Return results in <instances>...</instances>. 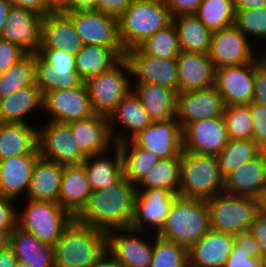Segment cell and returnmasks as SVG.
Here are the masks:
<instances>
[{"label": "cell", "mask_w": 266, "mask_h": 267, "mask_svg": "<svg viewBox=\"0 0 266 267\" xmlns=\"http://www.w3.org/2000/svg\"><path fill=\"white\" fill-rule=\"evenodd\" d=\"M136 185L123 177L117 184L95 190L75 218L79 223L108 232L129 228L134 214Z\"/></svg>", "instance_id": "obj_1"}, {"label": "cell", "mask_w": 266, "mask_h": 267, "mask_svg": "<svg viewBox=\"0 0 266 267\" xmlns=\"http://www.w3.org/2000/svg\"><path fill=\"white\" fill-rule=\"evenodd\" d=\"M210 229L206 200L177 196L156 235L189 250Z\"/></svg>", "instance_id": "obj_2"}, {"label": "cell", "mask_w": 266, "mask_h": 267, "mask_svg": "<svg viewBox=\"0 0 266 267\" xmlns=\"http://www.w3.org/2000/svg\"><path fill=\"white\" fill-rule=\"evenodd\" d=\"M53 247L55 267H90L107 251V232L74 219Z\"/></svg>", "instance_id": "obj_3"}, {"label": "cell", "mask_w": 266, "mask_h": 267, "mask_svg": "<svg viewBox=\"0 0 266 267\" xmlns=\"http://www.w3.org/2000/svg\"><path fill=\"white\" fill-rule=\"evenodd\" d=\"M172 22L165 0H134L118 19L119 41L125 52Z\"/></svg>", "instance_id": "obj_4"}, {"label": "cell", "mask_w": 266, "mask_h": 267, "mask_svg": "<svg viewBox=\"0 0 266 267\" xmlns=\"http://www.w3.org/2000/svg\"><path fill=\"white\" fill-rule=\"evenodd\" d=\"M224 192L216 156L182 152L179 196L208 200Z\"/></svg>", "instance_id": "obj_5"}, {"label": "cell", "mask_w": 266, "mask_h": 267, "mask_svg": "<svg viewBox=\"0 0 266 267\" xmlns=\"http://www.w3.org/2000/svg\"><path fill=\"white\" fill-rule=\"evenodd\" d=\"M211 230L237 235L249 230L259 214L258 199L222 192L206 200Z\"/></svg>", "instance_id": "obj_6"}, {"label": "cell", "mask_w": 266, "mask_h": 267, "mask_svg": "<svg viewBox=\"0 0 266 267\" xmlns=\"http://www.w3.org/2000/svg\"><path fill=\"white\" fill-rule=\"evenodd\" d=\"M25 207L17 212V226L51 246L75 219L58 202L29 200Z\"/></svg>", "instance_id": "obj_7"}, {"label": "cell", "mask_w": 266, "mask_h": 267, "mask_svg": "<svg viewBox=\"0 0 266 267\" xmlns=\"http://www.w3.org/2000/svg\"><path fill=\"white\" fill-rule=\"evenodd\" d=\"M129 73L131 74L129 62L123 57L109 70L85 83L95 114L109 117L116 109L119 102L132 89Z\"/></svg>", "instance_id": "obj_8"}, {"label": "cell", "mask_w": 266, "mask_h": 267, "mask_svg": "<svg viewBox=\"0 0 266 267\" xmlns=\"http://www.w3.org/2000/svg\"><path fill=\"white\" fill-rule=\"evenodd\" d=\"M37 142L40 157L57 164L80 165L87 158L67 123L49 121L42 130H37Z\"/></svg>", "instance_id": "obj_9"}, {"label": "cell", "mask_w": 266, "mask_h": 267, "mask_svg": "<svg viewBox=\"0 0 266 267\" xmlns=\"http://www.w3.org/2000/svg\"><path fill=\"white\" fill-rule=\"evenodd\" d=\"M265 53L248 64L216 69L215 87L224 106L248 105L253 102L255 70L266 58Z\"/></svg>", "instance_id": "obj_10"}, {"label": "cell", "mask_w": 266, "mask_h": 267, "mask_svg": "<svg viewBox=\"0 0 266 267\" xmlns=\"http://www.w3.org/2000/svg\"><path fill=\"white\" fill-rule=\"evenodd\" d=\"M249 41L235 24L212 32L209 57L215 69L256 61L259 55L253 53Z\"/></svg>", "instance_id": "obj_11"}, {"label": "cell", "mask_w": 266, "mask_h": 267, "mask_svg": "<svg viewBox=\"0 0 266 267\" xmlns=\"http://www.w3.org/2000/svg\"><path fill=\"white\" fill-rule=\"evenodd\" d=\"M134 146L153 151L160 159L181 158L182 129L175 118L153 121L129 140Z\"/></svg>", "instance_id": "obj_12"}, {"label": "cell", "mask_w": 266, "mask_h": 267, "mask_svg": "<svg viewBox=\"0 0 266 267\" xmlns=\"http://www.w3.org/2000/svg\"><path fill=\"white\" fill-rule=\"evenodd\" d=\"M43 109L52 115L49 121L57 123L83 120L95 114L85 83L72 89L46 92Z\"/></svg>", "instance_id": "obj_13"}, {"label": "cell", "mask_w": 266, "mask_h": 267, "mask_svg": "<svg viewBox=\"0 0 266 267\" xmlns=\"http://www.w3.org/2000/svg\"><path fill=\"white\" fill-rule=\"evenodd\" d=\"M183 151L217 156L229 141L223 115L194 121L182 130Z\"/></svg>", "instance_id": "obj_14"}, {"label": "cell", "mask_w": 266, "mask_h": 267, "mask_svg": "<svg viewBox=\"0 0 266 267\" xmlns=\"http://www.w3.org/2000/svg\"><path fill=\"white\" fill-rule=\"evenodd\" d=\"M74 23L84 45L123 49L118 36V20L95 10L64 12Z\"/></svg>", "instance_id": "obj_15"}, {"label": "cell", "mask_w": 266, "mask_h": 267, "mask_svg": "<svg viewBox=\"0 0 266 267\" xmlns=\"http://www.w3.org/2000/svg\"><path fill=\"white\" fill-rule=\"evenodd\" d=\"M131 75L137 83H152L169 88L178 94L176 58H158L144 54L138 47L125 52Z\"/></svg>", "instance_id": "obj_16"}, {"label": "cell", "mask_w": 266, "mask_h": 267, "mask_svg": "<svg viewBox=\"0 0 266 267\" xmlns=\"http://www.w3.org/2000/svg\"><path fill=\"white\" fill-rule=\"evenodd\" d=\"M144 232L130 227L108 231L107 251L123 267H150L154 243L141 238Z\"/></svg>", "instance_id": "obj_17"}, {"label": "cell", "mask_w": 266, "mask_h": 267, "mask_svg": "<svg viewBox=\"0 0 266 267\" xmlns=\"http://www.w3.org/2000/svg\"><path fill=\"white\" fill-rule=\"evenodd\" d=\"M177 196L162 188L137 191L130 228L144 231L145 227L150 225V228L155 229L154 234H157L164 225L171 204Z\"/></svg>", "instance_id": "obj_18"}, {"label": "cell", "mask_w": 266, "mask_h": 267, "mask_svg": "<svg viewBox=\"0 0 266 267\" xmlns=\"http://www.w3.org/2000/svg\"><path fill=\"white\" fill-rule=\"evenodd\" d=\"M224 104L215 86L177 94L176 120L183 130L188 124L223 115Z\"/></svg>", "instance_id": "obj_19"}, {"label": "cell", "mask_w": 266, "mask_h": 267, "mask_svg": "<svg viewBox=\"0 0 266 267\" xmlns=\"http://www.w3.org/2000/svg\"><path fill=\"white\" fill-rule=\"evenodd\" d=\"M42 19L43 16L32 10L12 6L1 39L20 46L28 54H38Z\"/></svg>", "instance_id": "obj_20"}, {"label": "cell", "mask_w": 266, "mask_h": 267, "mask_svg": "<svg viewBox=\"0 0 266 267\" xmlns=\"http://www.w3.org/2000/svg\"><path fill=\"white\" fill-rule=\"evenodd\" d=\"M176 61L178 94L215 86L216 69L209 54L180 51Z\"/></svg>", "instance_id": "obj_21"}, {"label": "cell", "mask_w": 266, "mask_h": 267, "mask_svg": "<svg viewBox=\"0 0 266 267\" xmlns=\"http://www.w3.org/2000/svg\"><path fill=\"white\" fill-rule=\"evenodd\" d=\"M67 124L72 129L76 143L86 156L106 153L112 143L114 147L116 146L108 116L94 114L89 118Z\"/></svg>", "instance_id": "obj_22"}, {"label": "cell", "mask_w": 266, "mask_h": 267, "mask_svg": "<svg viewBox=\"0 0 266 267\" xmlns=\"http://www.w3.org/2000/svg\"><path fill=\"white\" fill-rule=\"evenodd\" d=\"M109 121L116 145L129 141L153 122L133 89L119 102L116 109L110 114ZM117 124L126 130L116 132L113 126H117Z\"/></svg>", "instance_id": "obj_23"}, {"label": "cell", "mask_w": 266, "mask_h": 267, "mask_svg": "<svg viewBox=\"0 0 266 267\" xmlns=\"http://www.w3.org/2000/svg\"><path fill=\"white\" fill-rule=\"evenodd\" d=\"M266 187V151L243 163L224 178V192L258 198Z\"/></svg>", "instance_id": "obj_24"}, {"label": "cell", "mask_w": 266, "mask_h": 267, "mask_svg": "<svg viewBox=\"0 0 266 267\" xmlns=\"http://www.w3.org/2000/svg\"><path fill=\"white\" fill-rule=\"evenodd\" d=\"M83 46L74 23L66 13L52 12L43 16L40 49H63L75 55Z\"/></svg>", "instance_id": "obj_25"}, {"label": "cell", "mask_w": 266, "mask_h": 267, "mask_svg": "<svg viewBox=\"0 0 266 267\" xmlns=\"http://www.w3.org/2000/svg\"><path fill=\"white\" fill-rule=\"evenodd\" d=\"M234 247V235L209 230L188 250L189 267H224Z\"/></svg>", "instance_id": "obj_26"}, {"label": "cell", "mask_w": 266, "mask_h": 267, "mask_svg": "<svg viewBox=\"0 0 266 267\" xmlns=\"http://www.w3.org/2000/svg\"><path fill=\"white\" fill-rule=\"evenodd\" d=\"M39 158V153H30L0 160V195L15 200L25 191L27 193Z\"/></svg>", "instance_id": "obj_27"}, {"label": "cell", "mask_w": 266, "mask_h": 267, "mask_svg": "<svg viewBox=\"0 0 266 267\" xmlns=\"http://www.w3.org/2000/svg\"><path fill=\"white\" fill-rule=\"evenodd\" d=\"M92 188L82 164L64 165L58 203L76 218L86 207Z\"/></svg>", "instance_id": "obj_28"}, {"label": "cell", "mask_w": 266, "mask_h": 267, "mask_svg": "<svg viewBox=\"0 0 266 267\" xmlns=\"http://www.w3.org/2000/svg\"><path fill=\"white\" fill-rule=\"evenodd\" d=\"M43 90L40 79L33 85L19 89L0 99V122L24 124L34 109H43Z\"/></svg>", "instance_id": "obj_29"}, {"label": "cell", "mask_w": 266, "mask_h": 267, "mask_svg": "<svg viewBox=\"0 0 266 267\" xmlns=\"http://www.w3.org/2000/svg\"><path fill=\"white\" fill-rule=\"evenodd\" d=\"M10 248L18 261L30 267H55L54 247L18 226L11 232Z\"/></svg>", "instance_id": "obj_30"}, {"label": "cell", "mask_w": 266, "mask_h": 267, "mask_svg": "<svg viewBox=\"0 0 266 267\" xmlns=\"http://www.w3.org/2000/svg\"><path fill=\"white\" fill-rule=\"evenodd\" d=\"M134 93L153 121H167L176 117L177 93L152 83H136Z\"/></svg>", "instance_id": "obj_31"}, {"label": "cell", "mask_w": 266, "mask_h": 267, "mask_svg": "<svg viewBox=\"0 0 266 267\" xmlns=\"http://www.w3.org/2000/svg\"><path fill=\"white\" fill-rule=\"evenodd\" d=\"M63 167L40 157L33 169L28 200L58 202Z\"/></svg>", "instance_id": "obj_32"}, {"label": "cell", "mask_w": 266, "mask_h": 267, "mask_svg": "<svg viewBox=\"0 0 266 267\" xmlns=\"http://www.w3.org/2000/svg\"><path fill=\"white\" fill-rule=\"evenodd\" d=\"M115 148L113 159L104 155L107 154L106 152L87 156L82 163L92 191L109 188L124 177L121 150L118 145Z\"/></svg>", "instance_id": "obj_33"}, {"label": "cell", "mask_w": 266, "mask_h": 267, "mask_svg": "<svg viewBox=\"0 0 266 267\" xmlns=\"http://www.w3.org/2000/svg\"><path fill=\"white\" fill-rule=\"evenodd\" d=\"M125 57L124 49H109L98 45H84L75 54V69L80 80L86 83L91 78L109 70L121 58Z\"/></svg>", "instance_id": "obj_34"}, {"label": "cell", "mask_w": 266, "mask_h": 267, "mask_svg": "<svg viewBox=\"0 0 266 267\" xmlns=\"http://www.w3.org/2000/svg\"><path fill=\"white\" fill-rule=\"evenodd\" d=\"M37 130L29 123L0 122V160L39 153Z\"/></svg>", "instance_id": "obj_35"}, {"label": "cell", "mask_w": 266, "mask_h": 267, "mask_svg": "<svg viewBox=\"0 0 266 267\" xmlns=\"http://www.w3.org/2000/svg\"><path fill=\"white\" fill-rule=\"evenodd\" d=\"M181 51L209 54L212 32L195 14L172 17Z\"/></svg>", "instance_id": "obj_36"}, {"label": "cell", "mask_w": 266, "mask_h": 267, "mask_svg": "<svg viewBox=\"0 0 266 267\" xmlns=\"http://www.w3.org/2000/svg\"><path fill=\"white\" fill-rule=\"evenodd\" d=\"M40 77L38 54H27L0 75V99L35 84Z\"/></svg>", "instance_id": "obj_37"}, {"label": "cell", "mask_w": 266, "mask_h": 267, "mask_svg": "<svg viewBox=\"0 0 266 267\" xmlns=\"http://www.w3.org/2000/svg\"><path fill=\"white\" fill-rule=\"evenodd\" d=\"M123 161L124 177L137 185L160 158L153 152L134 146L130 141L118 144Z\"/></svg>", "instance_id": "obj_38"}, {"label": "cell", "mask_w": 266, "mask_h": 267, "mask_svg": "<svg viewBox=\"0 0 266 267\" xmlns=\"http://www.w3.org/2000/svg\"><path fill=\"white\" fill-rule=\"evenodd\" d=\"M142 188H162L179 196L180 158L160 159L136 185L137 191Z\"/></svg>", "instance_id": "obj_39"}, {"label": "cell", "mask_w": 266, "mask_h": 267, "mask_svg": "<svg viewBox=\"0 0 266 267\" xmlns=\"http://www.w3.org/2000/svg\"><path fill=\"white\" fill-rule=\"evenodd\" d=\"M263 150L251 139H229L226 147L216 156L220 173L225 178L243 163L256 158Z\"/></svg>", "instance_id": "obj_40"}, {"label": "cell", "mask_w": 266, "mask_h": 267, "mask_svg": "<svg viewBox=\"0 0 266 267\" xmlns=\"http://www.w3.org/2000/svg\"><path fill=\"white\" fill-rule=\"evenodd\" d=\"M195 15L214 32L235 24L236 12L232 0H203Z\"/></svg>", "instance_id": "obj_41"}, {"label": "cell", "mask_w": 266, "mask_h": 267, "mask_svg": "<svg viewBox=\"0 0 266 267\" xmlns=\"http://www.w3.org/2000/svg\"><path fill=\"white\" fill-rule=\"evenodd\" d=\"M138 48L146 55L165 59L176 58L181 51L177 31L172 22L148 37Z\"/></svg>", "instance_id": "obj_42"}, {"label": "cell", "mask_w": 266, "mask_h": 267, "mask_svg": "<svg viewBox=\"0 0 266 267\" xmlns=\"http://www.w3.org/2000/svg\"><path fill=\"white\" fill-rule=\"evenodd\" d=\"M154 236L150 267H189L188 249L156 234Z\"/></svg>", "instance_id": "obj_43"}, {"label": "cell", "mask_w": 266, "mask_h": 267, "mask_svg": "<svg viewBox=\"0 0 266 267\" xmlns=\"http://www.w3.org/2000/svg\"><path fill=\"white\" fill-rule=\"evenodd\" d=\"M223 118L229 139H251L253 120L248 105L224 106Z\"/></svg>", "instance_id": "obj_44"}, {"label": "cell", "mask_w": 266, "mask_h": 267, "mask_svg": "<svg viewBox=\"0 0 266 267\" xmlns=\"http://www.w3.org/2000/svg\"><path fill=\"white\" fill-rule=\"evenodd\" d=\"M40 72H54L60 77L79 76L75 69V55L63 49H40Z\"/></svg>", "instance_id": "obj_45"}, {"label": "cell", "mask_w": 266, "mask_h": 267, "mask_svg": "<svg viewBox=\"0 0 266 267\" xmlns=\"http://www.w3.org/2000/svg\"><path fill=\"white\" fill-rule=\"evenodd\" d=\"M235 25L249 38L266 39V7L235 11Z\"/></svg>", "instance_id": "obj_46"}, {"label": "cell", "mask_w": 266, "mask_h": 267, "mask_svg": "<svg viewBox=\"0 0 266 267\" xmlns=\"http://www.w3.org/2000/svg\"><path fill=\"white\" fill-rule=\"evenodd\" d=\"M249 106L253 120L252 139L266 151V105L253 101Z\"/></svg>", "instance_id": "obj_47"}, {"label": "cell", "mask_w": 266, "mask_h": 267, "mask_svg": "<svg viewBox=\"0 0 266 267\" xmlns=\"http://www.w3.org/2000/svg\"><path fill=\"white\" fill-rule=\"evenodd\" d=\"M39 79L42 84L43 95L48 91L72 89L83 83L79 76L60 77L54 72H40Z\"/></svg>", "instance_id": "obj_48"}, {"label": "cell", "mask_w": 266, "mask_h": 267, "mask_svg": "<svg viewBox=\"0 0 266 267\" xmlns=\"http://www.w3.org/2000/svg\"><path fill=\"white\" fill-rule=\"evenodd\" d=\"M27 54L20 46L0 38V75L5 73Z\"/></svg>", "instance_id": "obj_49"}, {"label": "cell", "mask_w": 266, "mask_h": 267, "mask_svg": "<svg viewBox=\"0 0 266 267\" xmlns=\"http://www.w3.org/2000/svg\"><path fill=\"white\" fill-rule=\"evenodd\" d=\"M233 248H239V251L247 253L252 258L262 259L261 246L249 231L234 235Z\"/></svg>", "instance_id": "obj_50"}, {"label": "cell", "mask_w": 266, "mask_h": 267, "mask_svg": "<svg viewBox=\"0 0 266 267\" xmlns=\"http://www.w3.org/2000/svg\"><path fill=\"white\" fill-rule=\"evenodd\" d=\"M13 201L0 195V230H14L17 226V211Z\"/></svg>", "instance_id": "obj_51"}, {"label": "cell", "mask_w": 266, "mask_h": 267, "mask_svg": "<svg viewBox=\"0 0 266 267\" xmlns=\"http://www.w3.org/2000/svg\"><path fill=\"white\" fill-rule=\"evenodd\" d=\"M172 17L196 14L203 0H165Z\"/></svg>", "instance_id": "obj_52"}, {"label": "cell", "mask_w": 266, "mask_h": 267, "mask_svg": "<svg viewBox=\"0 0 266 267\" xmlns=\"http://www.w3.org/2000/svg\"><path fill=\"white\" fill-rule=\"evenodd\" d=\"M134 0H97V11L119 19Z\"/></svg>", "instance_id": "obj_53"}, {"label": "cell", "mask_w": 266, "mask_h": 267, "mask_svg": "<svg viewBox=\"0 0 266 267\" xmlns=\"http://www.w3.org/2000/svg\"><path fill=\"white\" fill-rule=\"evenodd\" d=\"M224 267H264L263 260L252 258L247 253L239 251V248H233Z\"/></svg>", "instance_id": "obj_54"}, {"label": "cell", "mask_w": 266, "mask_h": 267, "mask_svg": "<svg viewBox=\"0 0 266 267\" xmlns=\"http://www.w3.org/2000/svg\"><path fill=\"white\" fill-rule=\"evenodd\" d=\"M253 101L266 105V58L255 70Z\"/></svg>", "instance_id": "obj_55"}, {"label": "cell", "mask_w": 266, "mask_h": 267, "mask_svg": "<svg viewBox=\"0 0 266 267\" xmlns=\"http://www.w3.org/2000/svg\"><path fill=\"white\" fill-rule=\"evenodd\" d=\"M258 241L262 250V260L266 258V216L258 214L248 230Z\"/></svg>", "instance_id": "obj_56"}, {"label": "cell", "mask_w": 266, "mask_h": 267, "mask_svg": "<svg viewBox=\"0 0 266 267\" xmlns=\"http://www.w3.org/2000/svg\"><path fill=\"white\" fill-rule=\"evenodd\" d=\"M14 7H21L32 10L41 16L55 12L46 2V0H9Z\"/></svg>", "instance_id": "obj_57"}, {"label": "cell", "mask_w": 266, "mask_h": 267, "mask_svg": "<svg viewBox=\"0 0 266 267\" xmlns=\"http://www.w3.org/2000/svg\"><path fill=\"white\" fill-rule=\"evenodd\" d=\"M97 11V0H69L68 7L63 12Z\"/></svg>", "instance_id": "obj_58"}, {"label": "cell", "mask_w": 266, "mask_h": 267, "mask_svg": "<svg viewBox=\"0 0 266 267\" xmlns=\"http://www.w3.org/2000/svg\"><path fill=\"white\" fill-rule=\"evenodd\" d=\"M235 11L265 8L266 0H232Z\"/></svg>", "instance_id": "obj_59"}, {"label": "cell", "mask_w": 266, "mask_h": 267, "mask_svg": "<svg viewBox=\"0 0 266 267\" xmlns=\"http://www.w3.org/2000/svg\"><path fill=\"white\" fill-rule=\"evenodd\" d=\"M90 267H123V266L108 251H106Z\"/></svg>", "instance_id": "obj_60"}, {"label": "cell", "mask_w": 266, "mask_h": 267, "mask_svg": "<svg viewBox=\"0 0 266 267\" xmlns=\"http://www.w3.org/2000/svg\"><path fill=\"white\" fill-rule=\"evenodd\" d=\"M17 262L18 259L10 247L0 251V267H16Z\"/></svg>", "instance_id": "obj_61"}, {"label": "cell", "mask_w": 266, "mask_h": 267, "mask_svg": "<svg viewBox=\"0 0 266 267\" xmlns=\"http://www.w3.org/2000/svg\"><path fill=\"white\" fill-rule=\"evenodd\" d=\"M11 7L12 4L9 0H0V38Z\"/></svg>", "instance_id": "obj_62"}, {"label": "cell", "mask_w": 266, "mask_h": 267, "mask_svg": "<svg viewBox=\"0 0 266 267\" xmlns=\"http://www.w3.org/2000/svg\"><path fill=\"white\" fill-rule=\"evenodd\" d=\"M55 12H63L69 5V0H46Z\"/></svg>", "instance_id": "obj_63"}, {"label": "cell", "mask_w": 266, "mask_h": 267, "mask_svg": "<svg viewBox=\"0 0 266 267\" xmlns=\"http://www.w3.org/2000/svg\"><path fill=\"white\" fill-rule=\"evenodd\" d=\"M13 230H0V251L10 247V237Z\"/></svg>", "instance_id": "obj_64"}, {"label": "cell", "mask_w": 266, "mask_h": 267, "mask_svg": "<svg viewBox=\"0 0 266 267\" xmlns=\"http://www.w3.org/2000/svg\"><path fill=\"white\" fill-rule=\"evenodd\" d=\"M258 199L259 213L266 216V187L260 193Z\"/></svg>", "instance_id": "obj_65"}, {"label": "cell", "mask_w": 266, "mask_h": 267, "mask_svg": "<svg viewBox=\"0 0 266 267\" xmlns=\"http://www.w3.org/2000/svg\"><path fill=\"white\" fill-rule=\"evenodd\" d=\"M16 267H30L28 264L22 263L20 261L17 262Z\"/></svg>", "instance_id": "obj_66"}, {"label": "cell", "mask_w": 266, "mask_h": 267, "mask_svg": "<svg viewBox=\"0 0 266 267\" xmlns=\"http://www.w3.org/2000/svg\"><path fill=\"white\" fill-rule=\"evenodd\" d=\"M263 266L266 267V258L263 260Z\"/></svg>", "instance_id": "obj_67"}]
</instances>
